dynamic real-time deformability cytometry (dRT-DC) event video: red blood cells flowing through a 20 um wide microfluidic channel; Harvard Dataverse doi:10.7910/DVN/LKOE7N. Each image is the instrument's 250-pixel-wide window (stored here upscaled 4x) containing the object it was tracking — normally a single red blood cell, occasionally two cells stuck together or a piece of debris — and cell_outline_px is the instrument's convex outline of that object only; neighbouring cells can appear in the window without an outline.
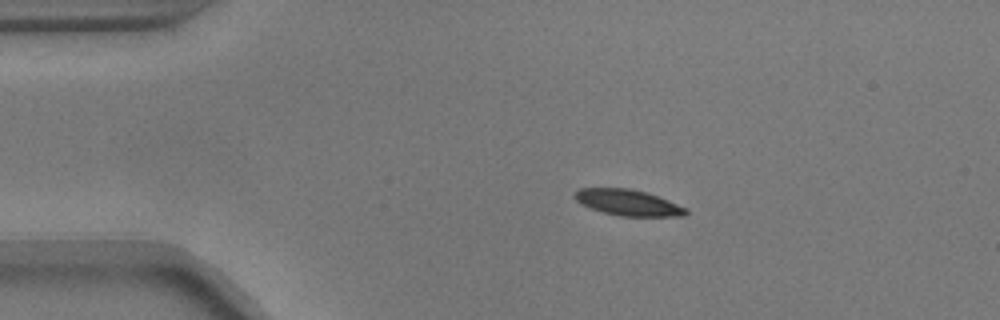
{"species": "common noctule bat (a hibernating species)", "species_latin": "Nyctalus noctula", "temperature_condition": "warm", "stored_images_in_passage": 45, "camera_frame_rate_fps": 3000, "um_per_image_px": 0.085, "animal": {"sex": "male", "body_mass_g": 17.9}, "frame": {"image": 1, "passage_image": 1, "time_ms": 0.0, "image_size_px": [1000, 320], "cell_outline_px": [[688, 212], [684, 216], [620, 216], [604, 212], [592, 208], [576, 200], [572, 196], [580, 188], [632, 188], [668, 200], [688, 208]], "centroid_in_image_um": [53.41, 17.22], "position_along_channel_um": 31.6, "area_um2": 16.65}}
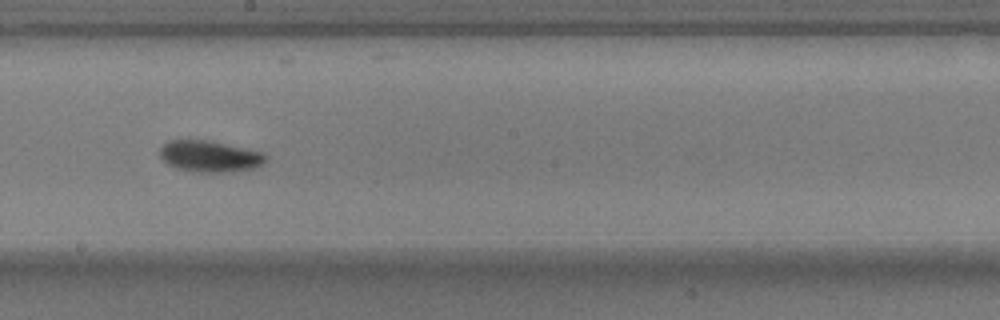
{"frame": {"image": 2, "passage_image": 21, "time_ms": 6.667, "image_size_px": [1000, 320], "cell_outline_px": [[268, 156], [260, 164], [252, 168], [224, 172], [192, 172], [176, 168], [168, 164], [160, 156], [160, 148], [168, 140], [212, 140], [264, 152]], "centroid_in_image_um": [17.81, 13.27], "position_along_channel_um": 230.4, "area_um2": 19.36}}
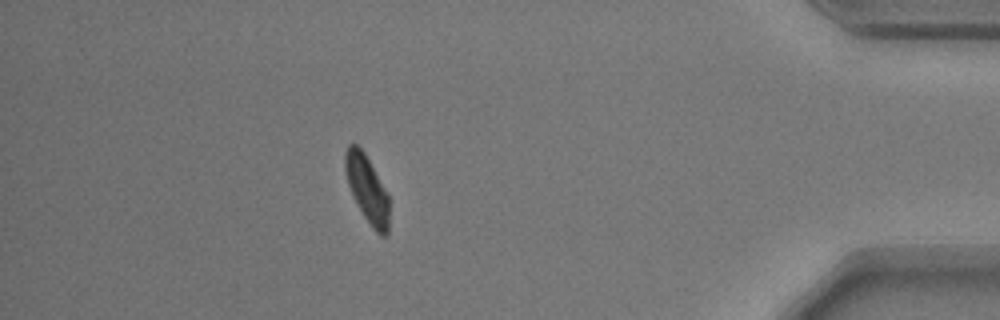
{"frame": {"image": 3, "passage_image": 39, "time_ms": 12.667, "image_size_px": [1000, 320], "cell_outline_px": [[388, 236], [380, 236], [372, 228], [364, 216], [348, 184], [344, 168], [344, 156], [348, 144], [356, 144], [364, 152], [388, 196]], "centroid_in_image_um": [31.19, 16.07], "position_along_channel_um": 404.0, "area_um2": 16.7}, "authors_computed_cell_mechanics": {"area_um2": 17.9758, "velocity_mm_per_s": 3.6684, "shape_relaxation_time_tau1_ms": 2.3289, "shape_relaxation_time_tau2_ms": 7.1049, "deformation_change_tau1": 0.1207, "deformation_change_tau2": 0.1039}}